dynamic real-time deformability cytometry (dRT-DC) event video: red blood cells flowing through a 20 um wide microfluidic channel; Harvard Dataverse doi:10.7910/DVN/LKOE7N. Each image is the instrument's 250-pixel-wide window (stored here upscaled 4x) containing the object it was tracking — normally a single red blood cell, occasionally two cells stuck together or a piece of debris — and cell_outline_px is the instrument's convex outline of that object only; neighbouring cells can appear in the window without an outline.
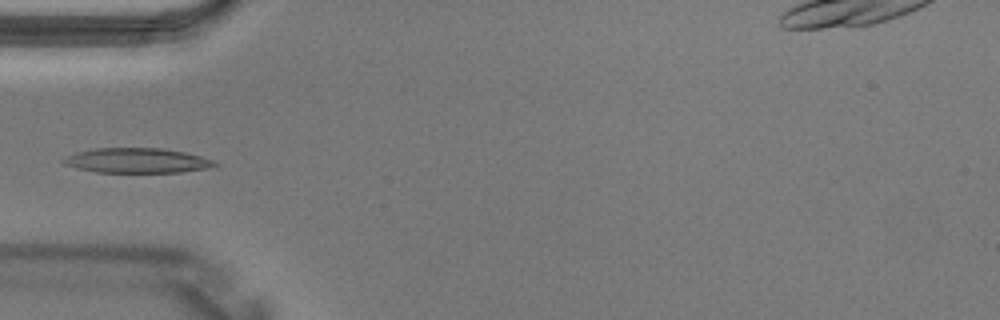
{"species": "Egyptian fruit bat (a non-hibernating species)", "species_latin": "Rousettus aegyptiacus", "temperature_condition": "warm", "stored_images_in_passage": 3, "camera_frame_rate_fps": 3000, "um_per_image_px": 0.085, "animal": {"sex": "male"}, "frame": {"image": 1, "passage_image": 3, "time_ms": 0.667, "image_size_px": [1000, 320], "cell_outline_px": [[220, 164], [208, 168], [180, 172], [96, 172], [76, 168], [64, 164], [60, 160], [76, 152], [96, 148], [160, 148], [184, 152], [200, 156], [212, 160]], "centroid_in_image_um": [11.62, 13.64], "position_along_channel_um": 73.4, "area_um2": 21.79}}